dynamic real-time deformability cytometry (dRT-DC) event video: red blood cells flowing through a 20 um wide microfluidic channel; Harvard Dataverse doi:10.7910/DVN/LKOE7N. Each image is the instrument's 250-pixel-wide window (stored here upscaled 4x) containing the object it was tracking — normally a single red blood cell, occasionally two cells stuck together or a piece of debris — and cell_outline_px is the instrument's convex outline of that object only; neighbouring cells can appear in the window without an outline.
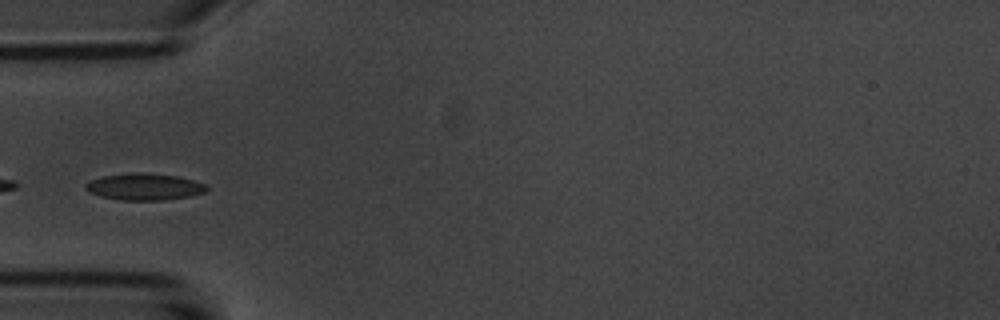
{"species": "common noctule bat (a hibernating species)", "species_latin": "Nyctalus noctula", "temperature_condition": "room temperature", "stored_images_in_passage": 4, "camera_frame_rate_fps": 3000, "um_per_image_px": 0.085, "animal": {"sex": "male", "body_mass_g": 20.1, "forearm_length_mm": 53.5}, "frame": {"image": 1, "passage_image": 4, "time_ms": 3.333, "image_size_px": [1000, 320], "cell_outline_px": [[208, 188], [204, 192], [192, 196], [164, 200], [120, 200], [100, 196], [84, 188], [84, 184], [92, 180], [104, 176], [132, 172], [144, 172], [176, 176], [192, 180], [204, 184]], "centroid_in_image_um": [12.27, 15.87], "position_along_channel_um": 72.7, "area_um2": 18.73}}